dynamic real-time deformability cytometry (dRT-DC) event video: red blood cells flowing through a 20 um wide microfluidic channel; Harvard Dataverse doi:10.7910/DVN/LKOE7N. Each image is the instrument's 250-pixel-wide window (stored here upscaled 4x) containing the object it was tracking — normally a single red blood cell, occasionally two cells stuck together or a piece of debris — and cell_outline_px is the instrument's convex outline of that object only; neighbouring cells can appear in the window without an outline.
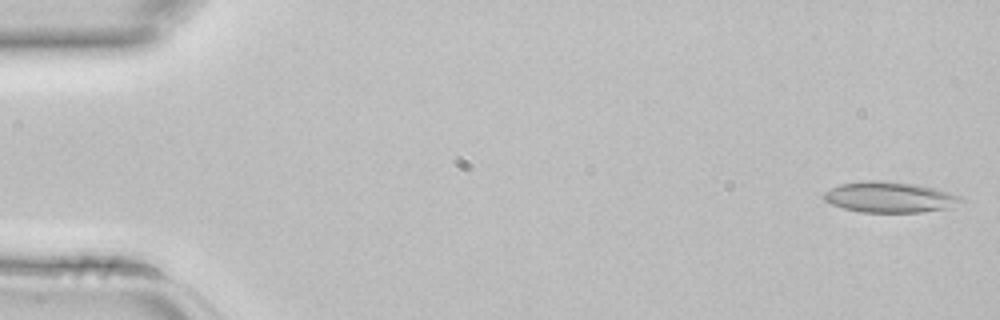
{"species": "common noctule bat (a hibernating species)", "species_latin": "Nyctalus noctula", "temperature_condition": "room temperature", "stored_images_in_passage": 4, "camera_frame_rate_fps": 3000, "um_per_image_px": 0.085, "animal": {"sex": "female", "body_mass_g": 22.7, "forearm_length_mm": 54.2}, "frame": {"image": 1, "passage_image": 1, "time_ms": 0.0, "image_size_px": [1000, 320], "cell_outline_px": [[964, 200], [948, 208], [920, 212], [860, 212], [844, 208], [832, 204], [824, 200], [820, 196], [824, 192], [840, 184], [868, 180], [880, 180], [916, 184], [936, 188], [960, 196]], "centroid_in_image_um": [75.59, 16.75], "position_along_channel_um": 9.4, "area_um2": 24.51}}